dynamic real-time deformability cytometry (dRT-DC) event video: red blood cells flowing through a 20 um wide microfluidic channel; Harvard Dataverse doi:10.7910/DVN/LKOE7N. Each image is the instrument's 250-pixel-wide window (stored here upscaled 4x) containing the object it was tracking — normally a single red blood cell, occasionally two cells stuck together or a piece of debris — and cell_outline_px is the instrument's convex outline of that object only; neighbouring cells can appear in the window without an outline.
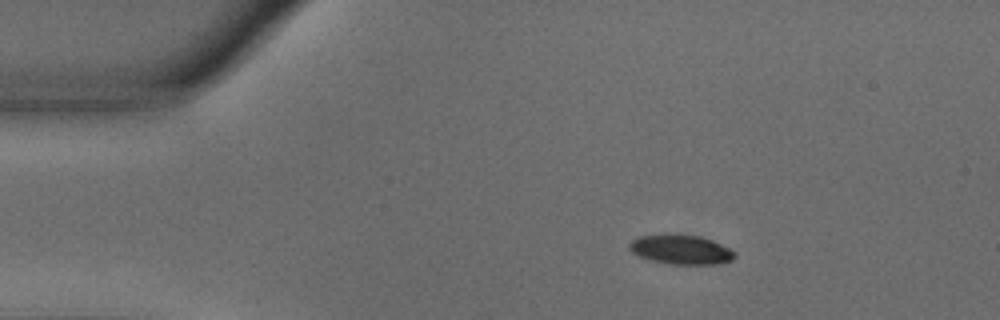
{"species": "common noctule bat (a hibernating species)", "species_latin": "Nyctalus noctula", "temperature_condition": "warm", "stored_images_in_passage": 47, "camera_frame_rate_fps": 3000, "um_per_image_px": 0.085, "animal": {"sex": "male", "body_mass_g": 18.8}, "frame": {"image": 1, "passage_image": 1, "time_ms": 0.0, "image_size_px": [1000, 320], "cell_outline_px": [[736, 256], [732, 260], [716, 264], [672, 264], [652, 260], [640, 256], [632, 252], [628, 248], [628, 244], [636, 236], [700, 236], [712, 240], [736, 252]], "centroid_in_image_um": [57.9, 21.24], "position_along_channel_um": 27.1, "area_um2": 17.51}}
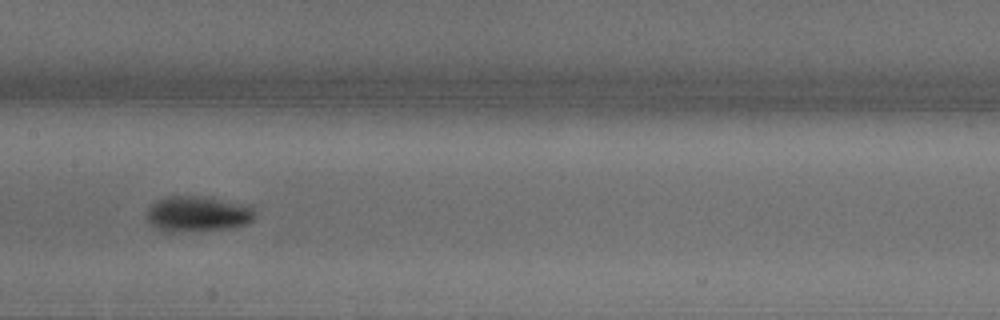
{"frame": {"image": 2, "passage_image": 19, "time_ms": 6.0, "image_size_px": [1000, 320], "cell_outline_px": [[256, 216], [248, 224], [236, 228], [200, 232], [168, 232], [156, 228], [148, 220], [148, 208], [156, 200], [164, 196], [204, 196], [248, 204], [252, 208]], "centroid_in_image_um": [16.85, 18.2], "position_along_channel_um": 190.5, "area_um2": 23.12}}
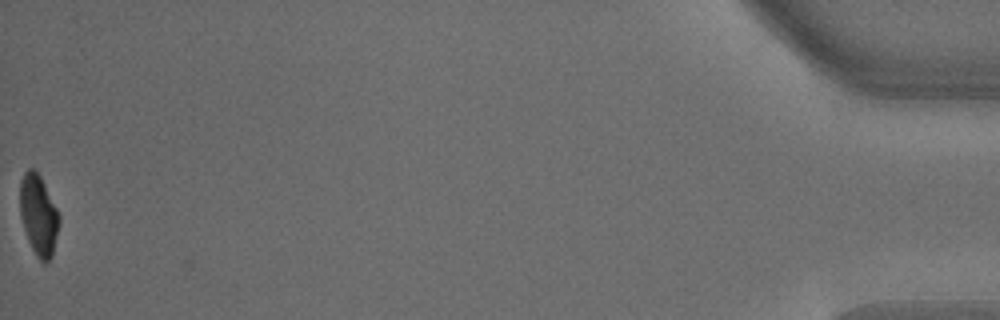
{"frame": {"image": 3, "passage_image": 47, "time_ms": 15.333, "image_size_px": [1000, 320], "cell_outline_px": [[60, 224], [52, 256], [44, 264], [36, 256], [28, 240], [20, 216], [20, 180], [24, 172], [28, 168], [32, 168], [40, 176], [60, 216]], "centroid_in_image_um": [3.27, 18.29], "position_along_channel_um": 431.9, "area_um2": 18.32}, "authors_computed_cell_mechanics": {"area_um2": 20.4612, "velocity_mm_per_s": 3.6682, "shape_relaxation_time_tau1_ms": 3.0734, "shape_relaxation_time_tau2_ms": null, "deformation_change_tau1": 0.1657, "deformation_change_tau2": null}}